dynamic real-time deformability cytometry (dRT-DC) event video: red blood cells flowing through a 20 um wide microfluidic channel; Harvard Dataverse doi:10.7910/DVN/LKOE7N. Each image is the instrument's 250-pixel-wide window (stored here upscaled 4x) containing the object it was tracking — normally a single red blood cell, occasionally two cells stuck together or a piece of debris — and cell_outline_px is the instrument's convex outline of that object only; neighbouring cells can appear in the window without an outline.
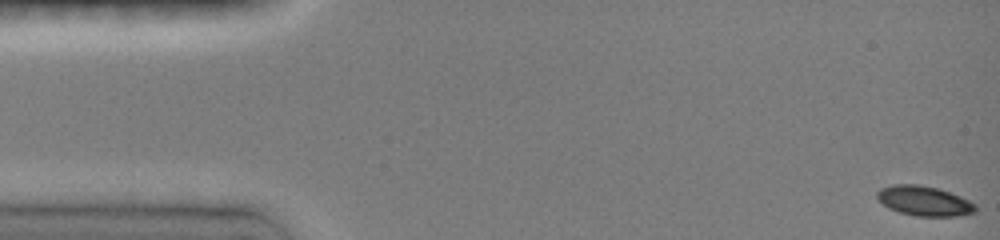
{"species": "common noctule bat (a hibernating species)", "species_latin": "Nyctalus noctula", "temperature_condition": "room temperature", "stored_images_in_passage": 21, "camera_frame_rate_fps": 3000, "um_per_image_px": 0.085, "animal": {"sex": "female", "body_mass_g": 19.0, "forearm_length_mm": 51.5}, "frame": {"image": 1, "passage_image": 1, "time_ms": 0.0, "image_size_px": [1000, 240], "cell_outline_px": [[976, 212], [956, 216], [916, 216], [900, 212], [888, 208], [876, 196], [876, 192], [880, 188], [892, 184], [920, 184], [936, 188], [960, 196], [976, 204]], "centroid_in_image_um": [78.54, 17.07], "position_along_channel_um": 6.5, "area_um2": 17.05}}
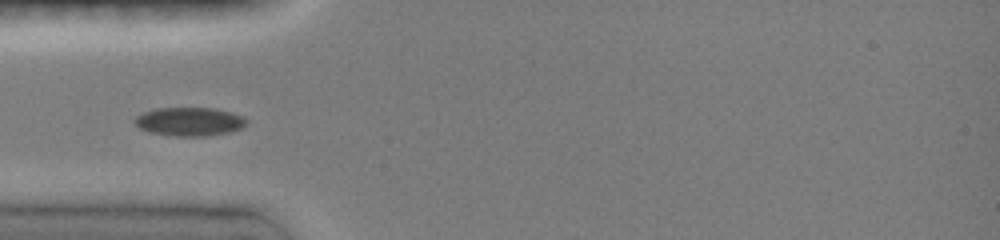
{"frame": {"image": 2, "passage_image": 11, "time_ms": 4.667, "image_size_px": [1000, 240], "cell_outline_px": [[248, 124], [244, 128], [232, 132], [204, 136], [176, 136], [152, 132], [140, 128], [132, 120], [136, 116], [144, 112], [156, 108], [216, 108], [232, 112], [248, 120]], "centroid_in_image_um": [16.16, 10.33], "position_along_channel_um": 68.8, "area_um2": 18.73}}
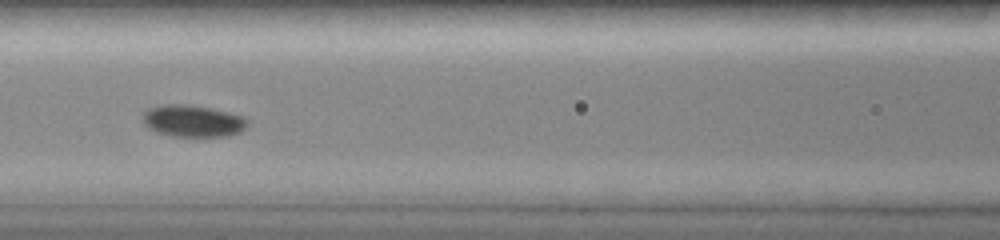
{"frame": {"image": 3, "passage_image": 15, "time_ms": 6.667, "image_size_px": [1000, 240], "cell_outline_px": [[248, 124], [240, 132], [228, 136], [172, 136], [156, 132], [148, 128], [144, 124], [144, 112], [148, 108], [160, 104], [184, 104], [212, 108], [244, 116], [248, 120]], "centroid_in_image_um": [16.39, 10.27], "position_along_channel_um": 150.2, "area_um2": 19.54}}